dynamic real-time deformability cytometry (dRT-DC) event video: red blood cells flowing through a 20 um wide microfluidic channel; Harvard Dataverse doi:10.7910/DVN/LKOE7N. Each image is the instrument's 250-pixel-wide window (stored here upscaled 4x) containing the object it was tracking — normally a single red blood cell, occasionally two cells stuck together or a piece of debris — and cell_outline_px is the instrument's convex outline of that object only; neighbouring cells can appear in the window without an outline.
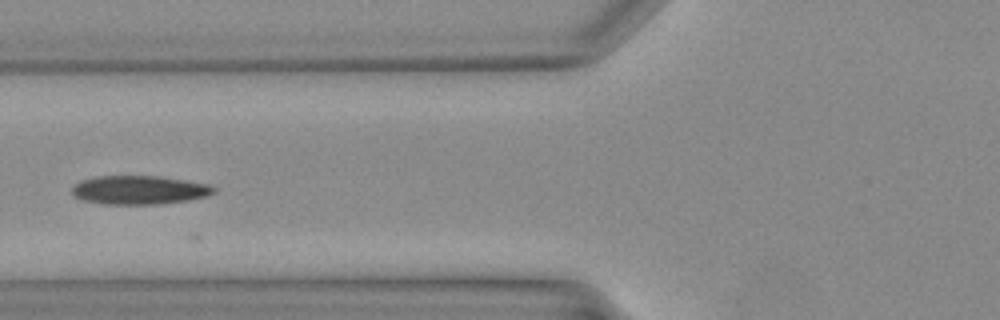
{"species": "Egyptian fruit bat (a non-hibernating species)", "species_latin": "Rousettus aegyptiacus", "temperature_condition": "warm", "stored_images_in_passage": 17, "camera_frame_rate_fps": 3000, "um_per_image_px": 0.085, "animal": {"sex": "female"}, "frame": {"image": 1, "passage_image": 5, "time_ms": 1.333, "image_size_px": [1000, 320], "cell_outline_px": [[216, 192], [208, 196], [188, 200], [160, 204], [108, 204], [84, 200], [76, 196], [72, 192], [72, 188], [80, 180], [96, 176], [160, 176], [208, 184], [216, 188]], "centroid_in_image_um": [11.88, 16.14], "position_along_channel_um": 113.9, "area_um2": 23.64}}